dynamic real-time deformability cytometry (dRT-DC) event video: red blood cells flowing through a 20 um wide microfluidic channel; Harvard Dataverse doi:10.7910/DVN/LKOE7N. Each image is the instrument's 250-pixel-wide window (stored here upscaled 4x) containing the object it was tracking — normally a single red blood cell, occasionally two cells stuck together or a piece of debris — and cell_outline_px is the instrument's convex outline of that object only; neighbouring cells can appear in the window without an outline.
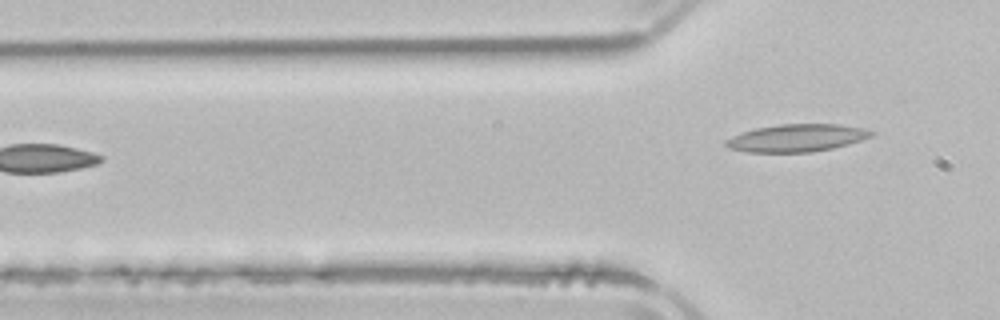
{"species": "common noctule bat (a hibernating species)", "species_latin": "Nyctalus noctula", "temperature_condition": "room temperature", "stored_images_in_passage": 5, "camera_frame_rate_fps": 3000, "um_per_image_px": 0.085, "animal": {"sex": "male", "body_mass_g": 21.5, "forearm_length_mm": 52.0}, "frame": {"image": 1, "passage_image": 5, "time_ms": 5.667, "image_size_px": [1000, 320], "cell_outline_px": [[876, 132], [872, 136], [848, 144], [832, 148], [812, 152], [748, 152], [728, 148], [724, 144], [724, 140], [740, 132], [756, 128], [776, 124], [840, 124], [864, 128]], "centroid_in_image_um": [67.7, 11.72], "position_along_channel_um": 58.1, "area_um2": 23.47}}